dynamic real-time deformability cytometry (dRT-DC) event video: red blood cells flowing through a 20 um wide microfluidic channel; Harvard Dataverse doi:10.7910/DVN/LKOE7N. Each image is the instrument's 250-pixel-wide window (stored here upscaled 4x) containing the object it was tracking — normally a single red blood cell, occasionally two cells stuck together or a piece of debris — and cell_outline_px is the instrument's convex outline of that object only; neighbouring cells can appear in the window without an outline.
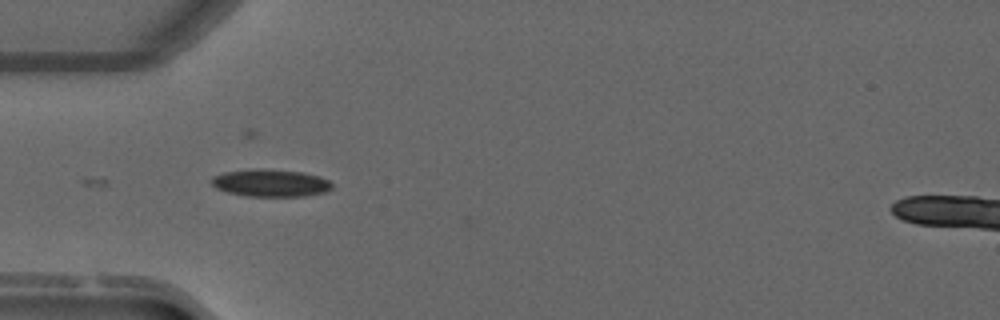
{"species": "common noctule bat (a hibernating species)", "species_latin": "Nyctalus noctula", "temperature_condition": "warm", "stored_images_in_passage": 10, "camera_frame_rate_fps": 3000, "um_per_image_px": 0.085, "animal": {"sex": "male", "forearm_length_mm": 52.5}, "frame": {"image": 1, "passage_image": 1, "time_ms": 0.0, "image_size_px": [1000, 320], "cell_outline_px": [[332, 188], [324, 192], [304, 196], [248, 196], [228, 192], [216, 188], [212, 184], [212, 176], [224, 172], [252, 168], [264, 168], [304, 172], [320, 176], [328, 180], [332, 184]], "centroid_in_image_um": [23.0, 15.53], "position_along_channel_um": 62.0, "area_um2": 19.36}}